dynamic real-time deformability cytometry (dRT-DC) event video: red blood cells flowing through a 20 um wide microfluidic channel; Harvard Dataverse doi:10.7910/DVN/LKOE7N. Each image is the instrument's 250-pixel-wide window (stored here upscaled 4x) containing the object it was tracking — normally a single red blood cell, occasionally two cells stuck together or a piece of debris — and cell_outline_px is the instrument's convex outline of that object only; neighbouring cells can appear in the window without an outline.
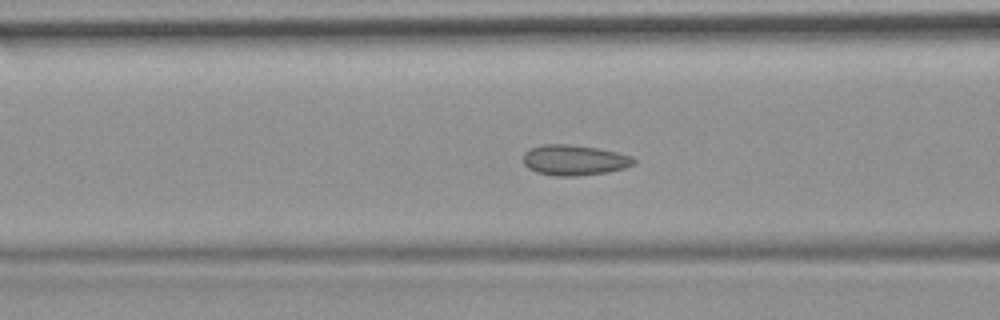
{"species": "common noctule bat (a hibernating species)", "species_latin": "Nyctalus noctula", "temperature_condition": "room temperature", "stored_images_in_passage": 46, "camera_frame_rate_fps": 3000, "um_per_image_px": 0.085, "animal": {"sex": "female", "body_mass_g": 19.9}, "frame": {"image": 1, "passage_image": 12, "time_ms": 3.667, "image_size_px": [1000, 320], "cell_outline_px": [[636, 164], [624, 168], [608, 172], [576, 176], [556, 176], [536, 172], [528, 168], [524, 164], [524, 152], [528, 148], [544, 144], [568, 144], [596, 148], [616, 152], [632, 156], [636, 160]], "centroid_in_image_um": [48.81, 13.61], "position_along_channel_um": 117.8, "area_um2": 19.71}}
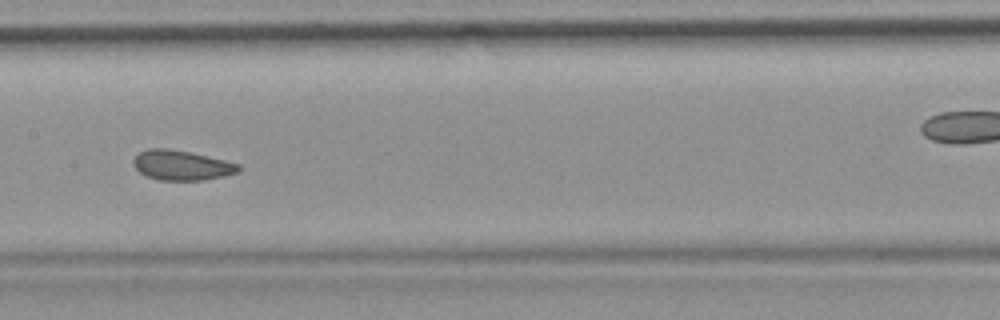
{"frame": {"image": 2, "passage_image": 18, "time_ms": 5.667, "image_size_px": [1000, 320], "cell_outline_px": [[240, 172], [224, 176], [204, 180], [160, 180], [148, 176], [140, 172], [132, 164], [132, 160], [140, 152], [148, 148], [168, 148], [192, 152], [240, 164]], "centroid_in_image_um": [15.45, 14.04], "position_along_channel_um": 191.9, "area_um2": 18.38}}
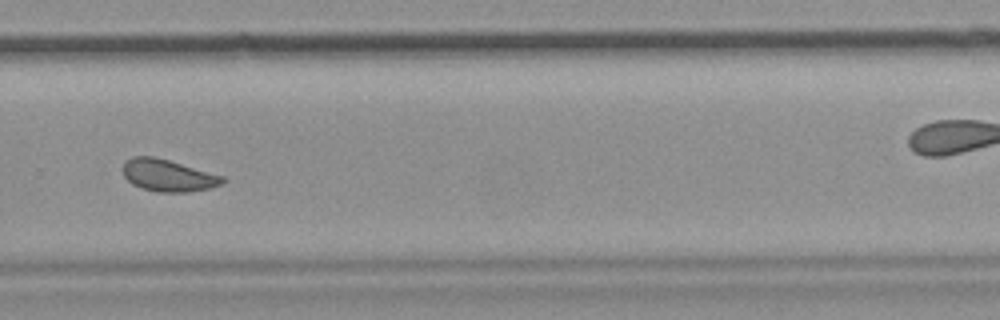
{"frame": {"image": 3, "passage_image": 28, "time_ms": 9.0, "image_size_px": [1000, 320], "cell_outline_px": [[228, 180], [224, 184], [212, 188], [188, 192], [156, 192], [132, 184], [124, 176], [124, 160], [132, 156], [152, 156], [168, 160], [224, 176]], "centroid_in_image_um": [14.33, 14.92], "position_along_channel_um": 315.5, "area_um2": 18.67}, "authors_computed_cell_mechanics": {"area_um2": 18.9006, "velocity_mm_per_s": 3.7098, "shape_relaxation_time_tau1_ms": 6.6296, "shape_relaxation_time_tau2_ms": 1.2585, "deformation_change_tau1": 0.0712, "deformation_change_tau2": 0.0595}}